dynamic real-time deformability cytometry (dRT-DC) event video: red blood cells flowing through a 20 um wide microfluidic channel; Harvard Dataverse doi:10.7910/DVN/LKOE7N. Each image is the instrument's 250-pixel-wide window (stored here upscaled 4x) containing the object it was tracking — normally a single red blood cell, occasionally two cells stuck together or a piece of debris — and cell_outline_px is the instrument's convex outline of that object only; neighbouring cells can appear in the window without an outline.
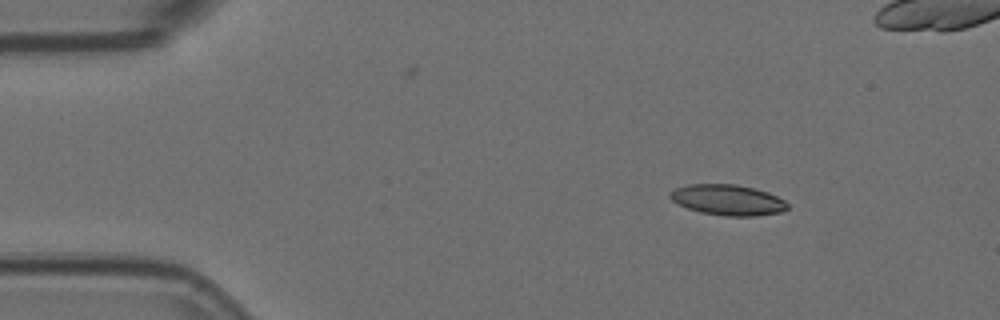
{"species": "Egyptian fruit bat (a non-hibernating species)", "species_latin": "Rousettus aegyptiacus", "temperature_condition": "room temperature", "stored_images_in_passage": 5, "camera_frame_rate_fps": 3000, "um_per_image_px": 0.085, "animal": {"sex": "female"}, "frame": {"image": 1, "passage_image": 2, "time_ms": 0.333, "image_size_px": [1000, 320], "cell_outline_px": [[788, 208], [784, 212], [756, 216], [724, 216], [700, 212], [688, 208], [672, 200], [668, 196], [668, 192], [676, 188], [688, 184], [736, 184], [768, 192], [784, 200], [788, 204]], "centroid_in_image_um": [61.87, 17.0], "position_along_channel_um": 23.1, "area_um2": 21.04}}